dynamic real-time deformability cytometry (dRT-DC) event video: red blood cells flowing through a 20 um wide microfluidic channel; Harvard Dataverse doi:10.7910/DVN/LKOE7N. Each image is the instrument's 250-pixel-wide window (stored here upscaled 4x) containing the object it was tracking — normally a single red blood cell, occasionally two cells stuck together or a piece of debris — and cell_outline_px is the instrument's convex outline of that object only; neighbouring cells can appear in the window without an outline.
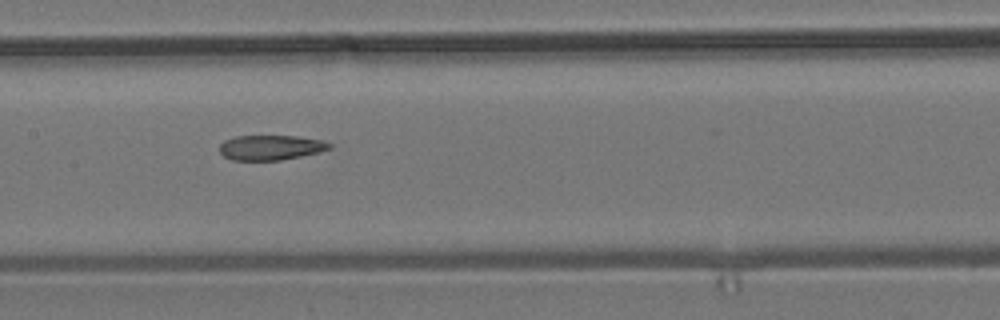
{"species": "common noctule bat (a hibernating species)", "species_latin": "Nyctalus noctula", "temperature_condition": "room temperature", "stored_images_in_passage": 11, "camera_frame_rate_fps": 3000, "um_per_image_px": 0.085, "animal": {"sex": "male", "body_mass_g": 19.2, "forearm_length_mm": 51.8}, "frame": {"image": 1, "passage_image": 4, "time_ms": 1.0, "image_size_px": [1000, 320], "cell_outline_px": [[332, 148], [320, 152], [280, 160], [232, 160], [224, 156], [220, 152], [220, 144], [224, 140], [236, 136], [300, 136], [320, 140], [332, 144]], "centroid_in_image_um": [23.02, 12.53], "position_along_channel_um": 184.4, "area_um2": 15.95}}
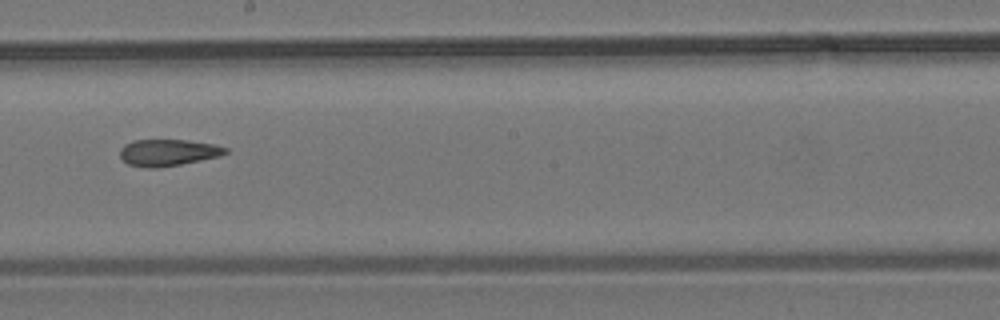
{"frame": {"image": 2, "passage_image": 5, "time_ms": 1.333, "image_size_px": [1000, 320], "cell_outline_px": [[228, 152], [220, 156], [180, 164], [156, 168], [144, 168], [128, 164], [120, 156], [120, 148], [124, 144], [132, 140], [188, 140], [212, 144], [228, 148]], "centroid_in_image_um": [14.25, 12.96], "position_along_channel_um": 233.9, "area_um2": 16.36}}
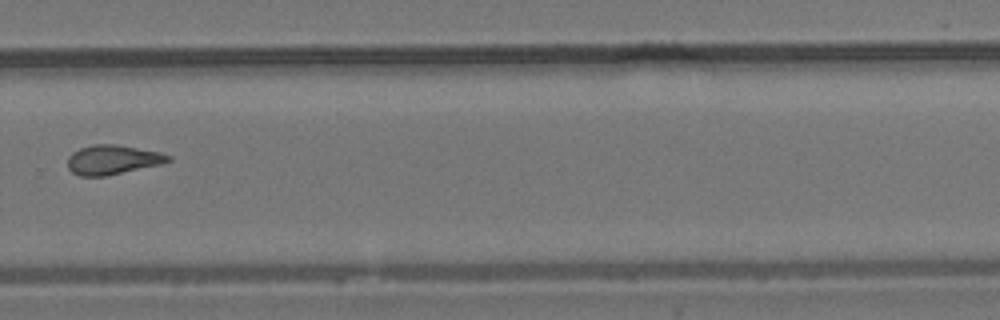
{"frame": {"image": 3, "passage_image": 7, "time_ms": 2.0, "image_size_px": [1000, 320], "cell_outline_px": [[172, 160], [160, 164], [108, 176], [80, 176], [72, 172], [68, 168], [68, 156], [72, 152], [80, 148], [92, 144], [116, 144], [160, 152], [172, 156]], "centroid_in_image_um": [9.56, 13.57], "position_along_channel_um": 320.2, "area_um2": 17.34}}